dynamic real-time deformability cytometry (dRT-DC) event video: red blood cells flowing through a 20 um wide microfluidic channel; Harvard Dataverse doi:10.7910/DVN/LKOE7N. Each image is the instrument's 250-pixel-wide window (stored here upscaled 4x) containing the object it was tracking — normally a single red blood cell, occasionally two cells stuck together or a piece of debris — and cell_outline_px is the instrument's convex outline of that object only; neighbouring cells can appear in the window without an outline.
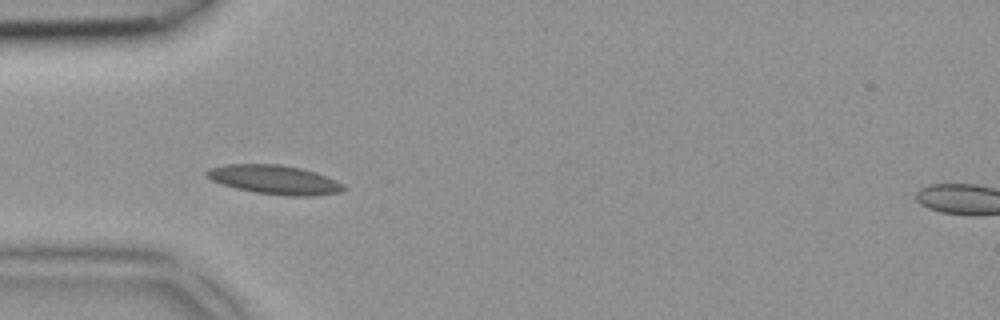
{"species": "common noctule bat (a hibernating species)", "species_latin": "Nyctalus noctula", "temperature_condition": "room temperature", "stored_images_in_passage": 5, "camera_frame_rate_fps": 3000, "um_per_image_px": 0.085, "animal": {"sex": "female", "body_mass_g": 18.4}, "frame": {"image": 1, "passage_image": 4, "time_ms": 1.0, "image_size_px": [1000, 320], "cell_outline_px": [[348, 188], [340, 192], [312, 196], [288, 196], [256, 192], [236, 188], [212, 180], [204, 172], [208, 168], [224, 164], [280, 164], [300, 168], [316, 172], [336, 180], [344, 184]], "centroid_in_image_um": [23.37, 15.27], "position_along_channel_um": 61.6, "area_um2": 23.18}}